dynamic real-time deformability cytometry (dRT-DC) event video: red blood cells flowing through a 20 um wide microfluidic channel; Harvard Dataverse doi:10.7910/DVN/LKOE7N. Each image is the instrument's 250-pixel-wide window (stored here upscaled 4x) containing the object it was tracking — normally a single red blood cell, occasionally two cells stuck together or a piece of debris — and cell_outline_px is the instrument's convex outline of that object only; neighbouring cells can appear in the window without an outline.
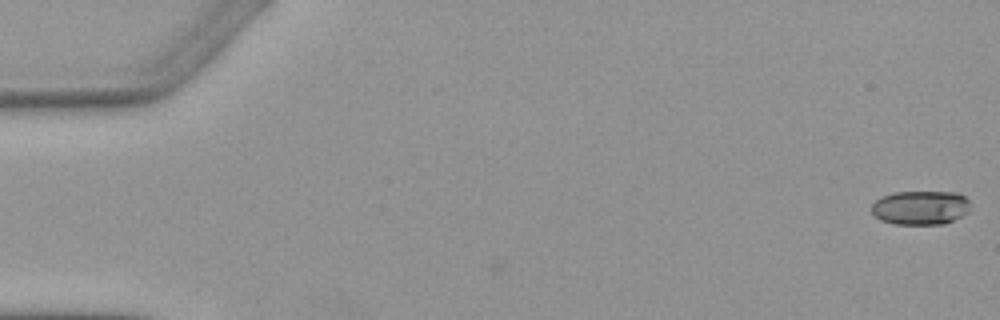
{"species": "Egyptian fruit bat (a non-hibernating species)", "species_latin": "Rousettus aegyptiacus", "temperature_condition": "warm", "stored_images_in_passage": 5, "camera_frame_rate_fps": 3000, "um_per_image_px": 0.085, "animal": {"sex": "female"}, "frame": {"image": 1, "passage_image": 1, "time_ms": 0.0, "image_size_px": [1000, 320], "cell_outline_px": [[968, 212], [944, 224], [896, 224], [880, 220], [872, 212], [872, 204], [880, 196], [892, 192], [956, 192], [964, 196], [968, 200]], "centroid_in_image_um": [78.21, 17.64], "position_along_channel_um": 6.8, "area_um2": 19.54}}
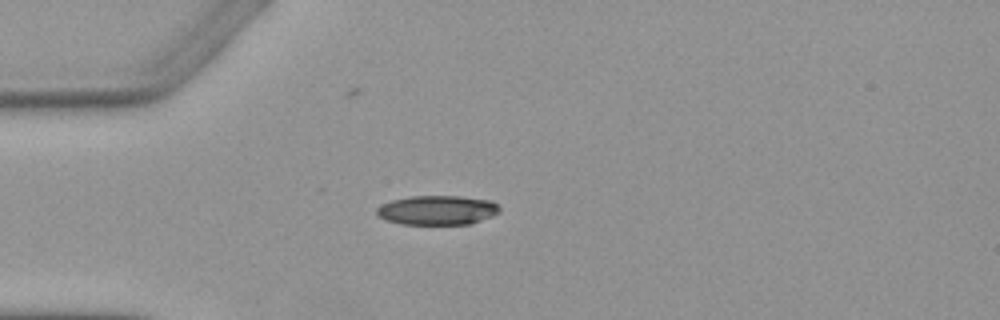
{"frame": {"image": 2, "passage_image": 5, "time_ms": 4.667, "image_size_px": [1000, 320], "cell_outline_px": [[500, 212], [492, 216], [472, 224], [400, 224], [384, 220], [376, 216], [376, 208], [380, 204], [392, 200], [412, 196], [460, 196], [492, 200], [500, 208]], "centroid_in_image_um": [37.15, 17.87], "position_along_channel_um": 47.9, "area_um2": 21.33}}